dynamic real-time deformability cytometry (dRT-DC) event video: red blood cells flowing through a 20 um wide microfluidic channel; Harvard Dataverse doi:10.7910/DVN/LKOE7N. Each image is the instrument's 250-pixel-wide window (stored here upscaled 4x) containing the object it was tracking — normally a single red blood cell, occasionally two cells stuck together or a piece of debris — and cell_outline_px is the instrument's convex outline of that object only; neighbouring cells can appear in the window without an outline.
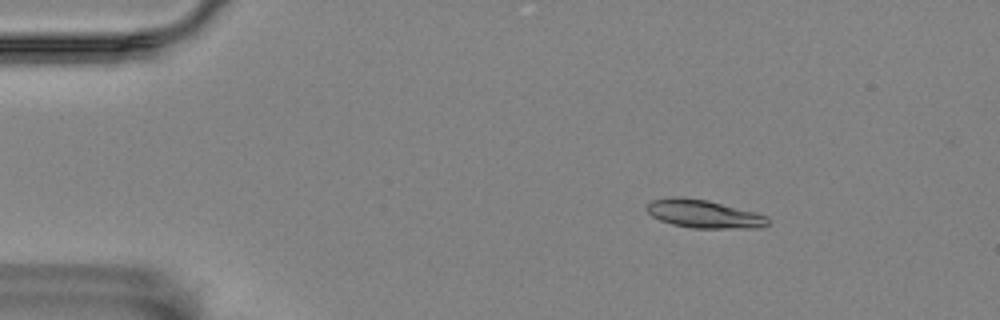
{"species": "Egyptian fruit bat (a non-hibernating species)", "species_latin": "Rousettus aegyptiacus", "temperature_condition": "room temperature", "stored_images_in_passage": 57, "camera_frame_rate_fps": 3000, "um_per_image_px": 0.085, "animal": {"sex": "female"}, "frame": {"image": 1, "passage_image": 9, "time_ms": 2.667, "image_size_px": [1000, 320], "cell_outline_px": [[768, 224], [760, 228], [692, 228], [672, 224], [660, 220], [652, 216], [644, 208], [652, 200], [676, 196], [684, 196], [708, 200], [768, 216]], "centroid_in_image_um": [59.79, 18.18], "position_along_channel_um": 25.2, "area_um2": 19.88}}
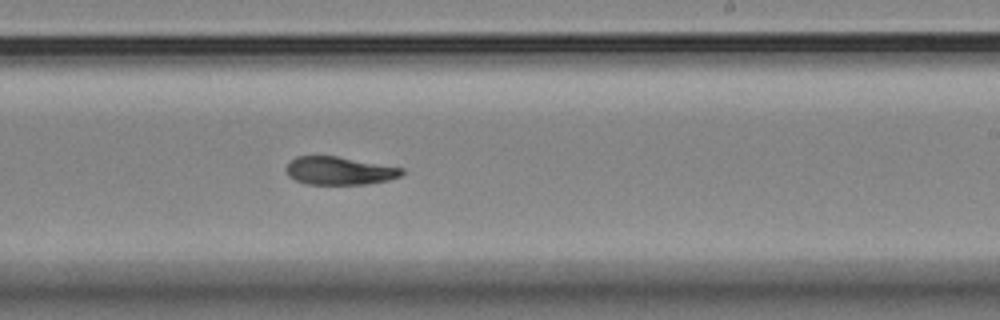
{"frame": {"image": 2, "passage_image": 35, "time_ms": 11.333, "image_size_px": [1000, 320], "cell_outline_px": [[404, 172], [400, 176], [388, 180], [368, 184], [304, 184], [288, 176], [288, 164], [296, 156], [336, 156], [404, 168]], "centroid_in_image_um": [28.87, 14.52], "position_along_channel_um": 260.1, "area_um2": 18.73}}
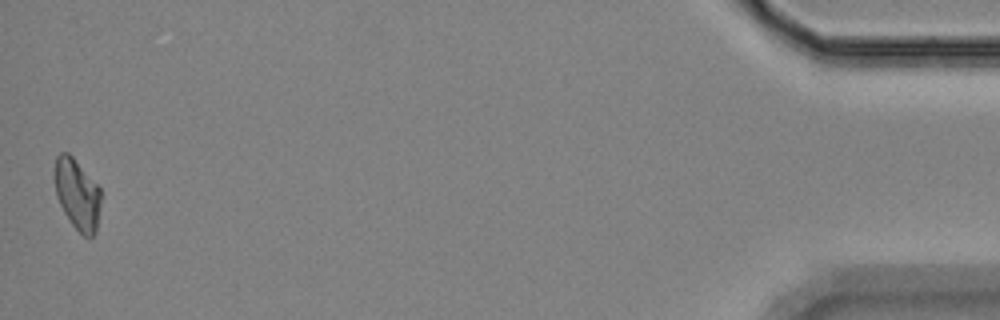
{"frame": {"image": 3, "passage_image": 57, "time_ms": 18.667, "image_size_px": [1000, 320], "cell_outline_px": [[100, 204], [96, 232], [92, 236], [84, 236], [72, 224], [64, 212], [56, 196], [56, 156], [60, 152], [68, 152], [72, 156], [100, 188]], "centroid_in_image_um": [6.58, 16.52], "position_along_channel_um": 428.6, "area_um2": 18.55}}